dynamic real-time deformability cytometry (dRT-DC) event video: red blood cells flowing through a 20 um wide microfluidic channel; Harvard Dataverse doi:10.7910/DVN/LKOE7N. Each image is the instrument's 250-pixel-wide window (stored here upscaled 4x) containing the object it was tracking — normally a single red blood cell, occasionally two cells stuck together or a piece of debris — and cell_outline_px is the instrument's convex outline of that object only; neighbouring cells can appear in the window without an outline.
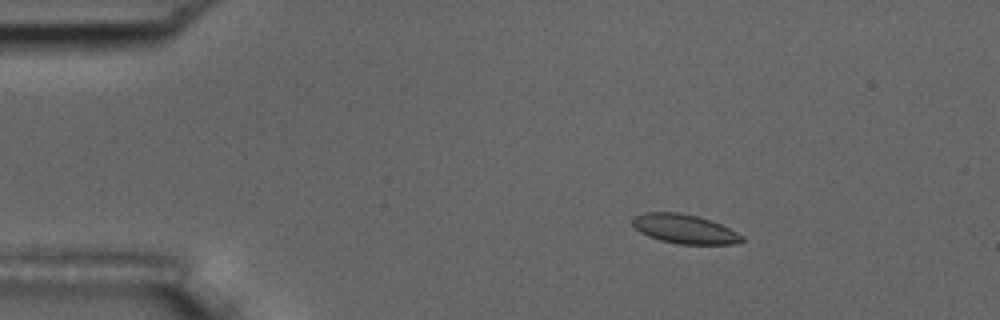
{"species": "common noctule bat (a hibernating species)", "species_latin": "Nyctalus noctula", "temperature_condition": "room temperature", "stored_images_in_passage": 5, "camera_frame_rate_fps": 3000, "um_per_image_px": 0.085, "animal": {"sex": "male", "body_mass_g": 17.5, "forearm_length_mm": 52.3}, "frame": {"image": 1, "passage_image": 3, "time_ms": 2.0, "image_size_px": [1000, 320], "cell_outline_px": [[744, 240], [732, 244], [680, 244], [660, 240], [648, 236], [640, 232], [632, 224], [632, 216], [644, 212], [680, 212], [696, 216], [720, 224], [744, 236]], "centroid_in_image_um": [58.14, 19.45], "position_along_channel_um": 26.9, "area_um2": 18.5}}